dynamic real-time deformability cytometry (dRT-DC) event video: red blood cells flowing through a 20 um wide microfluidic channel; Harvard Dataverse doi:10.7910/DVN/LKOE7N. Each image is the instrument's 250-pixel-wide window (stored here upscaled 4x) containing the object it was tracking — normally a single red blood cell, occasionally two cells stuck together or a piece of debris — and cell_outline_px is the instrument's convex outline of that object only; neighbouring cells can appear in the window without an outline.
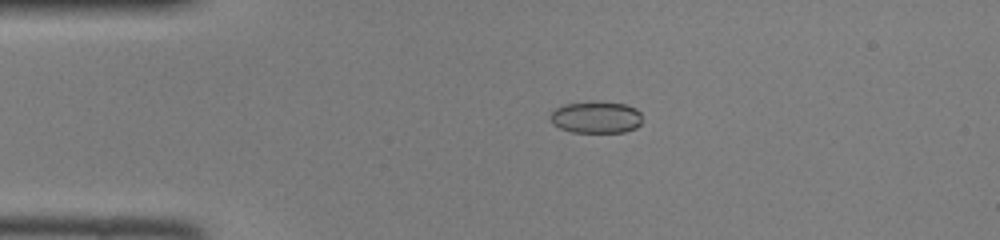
{"species": "common noctule bat (a hibernating species)", "species_latin": "Nyctalus noctula", "temperature_condition": "room temperature", "stored_images_in_passage": 46, "camera_frame_rate_fps": 3000, "um_per_image_px": 0.085, "animal": {"sex": "female", "body_mass_g": 22.0, "forearm_length_mm": 56.7}, "frame": {"image": 1, "passage_image": 10, "time_ms": 3.0, "image_size_px": [1000, 240], "cell_outline_px": [[640, 124], [636, 128], [624, 132], [572, 132], [560, 128], [552, 124], [552, 112], [556, 108], [564, 104], [588, 100], [592, 100], [624, 104], [636, 108], [640, 112]], "centroid_in_image_um": [50.66, 9.95], "position_along_channel_um": 34.3, "area_um2": 17.22}}
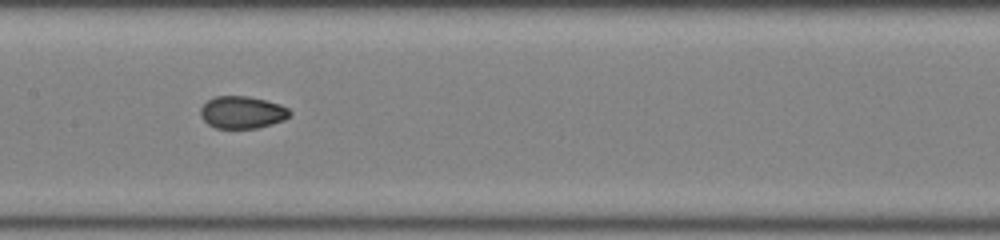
{"frame": {"image": 2, "passage_image": 23, "time_ms": 7.333, "image_size_px": [1000, 240], "cell_outline_px": [[292, 112], [284, 120], [272, 124], [256, 128], [216, 128], [208, 124], [200, 116], [200, 108], [208, 100], [216, 96], [248, 96], [280, 104], [288, 108]], "centroid_in_image_um": [20.58, 9.55], "position_along_channel_um": 186.8, "area_um2": 16.76}}
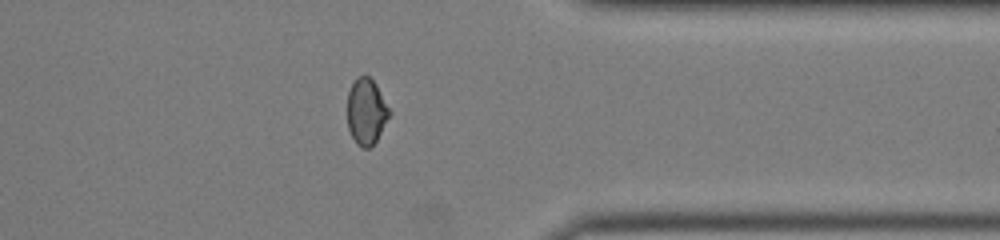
{"frame": {"image": 3, "passage_image": 37, "time_ms": 12.0, "image_size_px": [1000, 240], "cell_outline_px": [[392, 112], [376, 140], [368, 148], [360, 148], [356, 144], [348, 128], [348, 92], [356, 76], [368, 76], [376, 84]], "centroid_in_image_um": [31.14, 9.48], "position_along_channel_um": 380.3, "area_um2": 16.13}}